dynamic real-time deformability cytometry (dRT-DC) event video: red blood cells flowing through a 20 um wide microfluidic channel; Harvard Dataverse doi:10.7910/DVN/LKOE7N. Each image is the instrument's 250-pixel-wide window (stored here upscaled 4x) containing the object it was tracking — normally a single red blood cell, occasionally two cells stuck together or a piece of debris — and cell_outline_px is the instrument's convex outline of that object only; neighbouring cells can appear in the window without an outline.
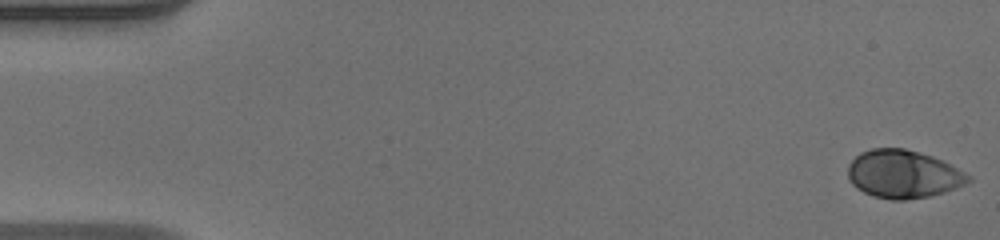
{"species": "human", "species_latin": "Homo sapiens", "temperature_condition": "warm", "stored_images_in_passage": 49, "camera_frame_rate_fps": 3000, "um_per_image_px": 0.085, "donor": {"sex": "male"}, "frame": {"image": 1, "passage_image": 1, "time_ms": 0.0, "image_size_px": [1000, 240], "cell_outline_px": [[972, 180], [956, 188], [944, 192], [928, 196], [908, 200], [892, 200], [872, 196], [856, 188], [848, 180], [848, 164], [860, 152], [872, 148], [904, 148], [920, 152], [932, 156], [972, 176]], "centroid_in_image_um": [76.74, 14.8], "position_along_channel_um": 8.3, "area_um2": 33.76}}
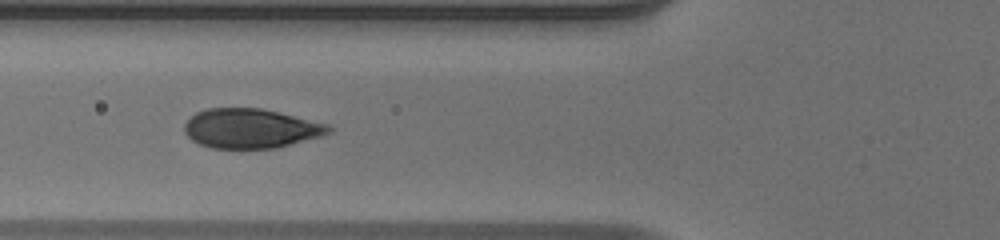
{"frame": {"image": 2, "passage_image": 19, "time_ms": 6.0, "image_size_px": [1000, 240], "cell_outline_px": [[332, 132], [324, 136], [276, 148], [212, 148], [200, 144], [192, 140], [184, 132], [184, 124], [196, 112], [208, 108], [260, 108], [328, 124], [332, 128]], "centroid_in_image_um": [21.33, 10.92], "position_along_channel_um": 104.5, "area_um2": 33.18}}
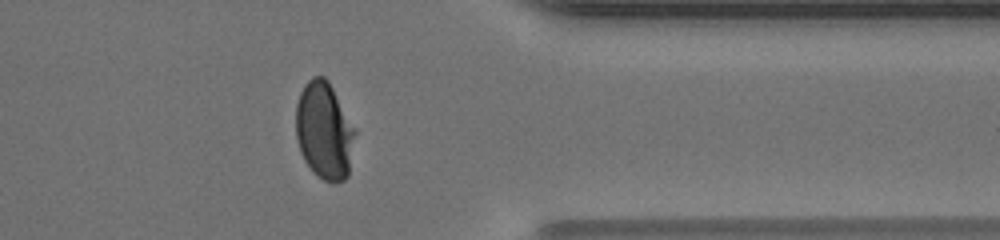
{"frame": {"image": 3, "passage_image": 40, "time_ms": 13.0, "image_size_px": [1000, 240], "cell_outline_px": [[356, 132], [348, 176], [344, 180], [332, 184], [316, 176], [312, 172], [304, 160], [300, 152], [296, 140], [296, 104], [300, 92], [304, 84], [312, 76], [324, 76], [328, 80], [356, 128]], "centroid_in_image_um": [27.56, 11.12], "position_along_channel_um": 383.8, "area_um2": 34.1}, "authors_computed_cell_mechanics": {"area_um2": 33.7552, "velocity_mm_per_s": 4.1505, "shape_relaxation_time_tau1_ms": 3.0249, "shape_relaxation_time_tau2_ms": null, "deformation_change_tau1": 0.1826, "deformation_change_tau2": null}}